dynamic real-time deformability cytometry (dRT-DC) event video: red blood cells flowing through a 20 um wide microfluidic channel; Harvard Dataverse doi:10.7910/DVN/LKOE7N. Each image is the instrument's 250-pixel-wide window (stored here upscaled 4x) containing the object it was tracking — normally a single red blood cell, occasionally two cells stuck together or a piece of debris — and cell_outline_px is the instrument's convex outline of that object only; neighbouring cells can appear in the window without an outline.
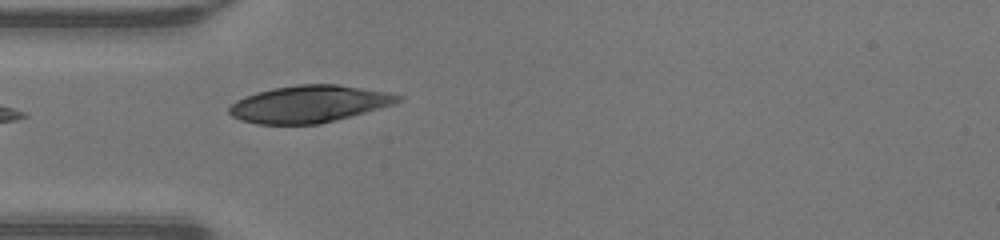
{"species": "human", "species_latin": "Homo sapiens", "temperature_condition": "warm", "stored_images_in_passage": 13, "camera_frame_rate_fps": 3000, "um_per_image_px": 0.085, "donor": {"sex": "male"}, "frame": {"image": 1, "passage_image": 1, "time_ms": 0.0, "image_size_px": [1000, 240], "cell_outline_px": [[404, 100], [392, 104], [364, 112], [320, 124], [256, 124], [240, 120], [232, 116], [228, 112], [228, 108], [236, 100], [244, 96], [256, 92], [272, 88], [300, 84], [336, 84], [388, 92], [404, 96]], "centroid_in_image_um": [26.24, 8.83], "position_along_channel_um": 58.8, "area_um2": 36.36}}
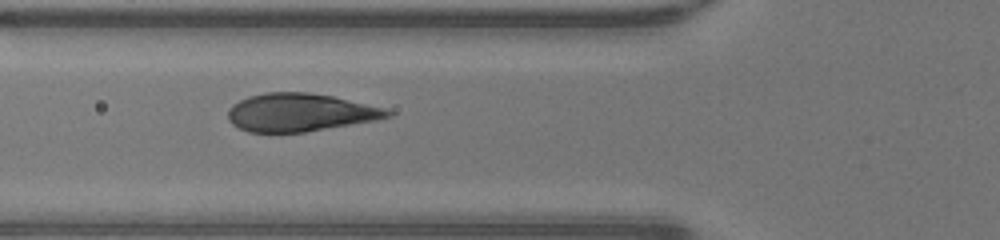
{"frame": {"image": 2, "passage_image": 4, "time_ms": 1.0, "image_size_px": [1000, 240], "cell_outline_px": [[396, 112], [392, 116], [376, 120], [304, 132], [248, 132], [232, 124], [228, 120], [228, 108], [232, 104], [248, 96], [268, 92], [308, 92], [332, 96], [384, 108]], "centroid_in_image_um": [25.49, 9.55], "position_along_channel_um": 100.3, "area_um2": 35.26}}